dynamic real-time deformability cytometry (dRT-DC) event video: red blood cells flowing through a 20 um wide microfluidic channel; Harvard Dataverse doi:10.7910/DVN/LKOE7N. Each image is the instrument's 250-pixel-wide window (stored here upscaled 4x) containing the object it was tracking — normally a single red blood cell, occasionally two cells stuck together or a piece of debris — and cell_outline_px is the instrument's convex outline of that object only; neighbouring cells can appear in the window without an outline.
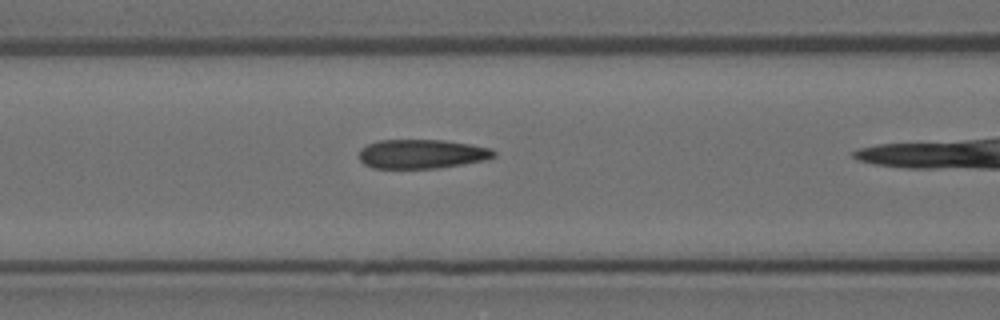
{"species": "Egyptian fruit bat (a non-hibernating species)", "species_latin": "Rousettus aegyptiacus", "temperature_condition": "room temperature", "stored_images_in_passage": 10, "camera_frame_rate_fps": 3000, "um_per_image_px": 0.085, "animal": {"sex": "female"}, "frame": {"image": 1, "passage_image": 5, "time_ms": 1.333, "image_size_px": [1000, 320], "cell_outline_px": [[496, 156], [484, 160], [436, 168], [372, 168], [364, 164], [360, 160], [360, 148], [368, 144], [380, 140], [444, 140], [492, 148], [496, 152]], "centroid_in_image_um": [35.84, 13.08], "position_along_channel_um": 130.8, "area_um2": 22.77}}
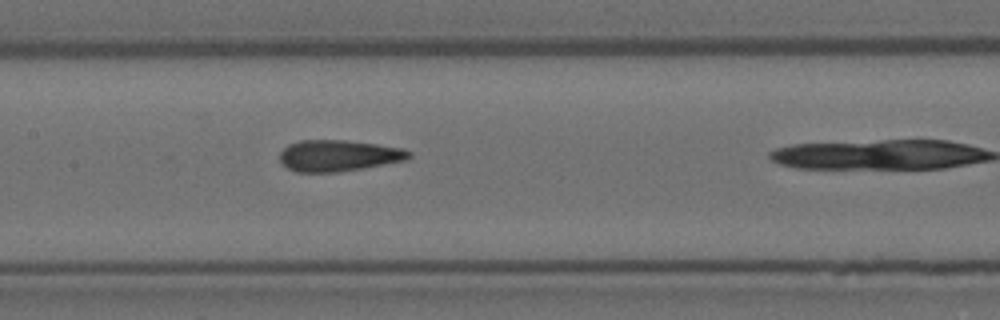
{"frame": {"image": 2, "passage_image": 9, "time_ms": 2.667, "image_size_px": [1000, 320], "cell_outline_px": [[412, 156], [408, 160], [364, 168], [340, 172], [296, 172], [288, 168], [280, 160], [280, 152], [288, 144], [300, 140], [344, 140], [376, 144], [404, 148], [412, 152]], "centroid_in_image_um": [28.81, 13.23], "position_along_channel_um": 178.6, "area_um2": 23.76}}